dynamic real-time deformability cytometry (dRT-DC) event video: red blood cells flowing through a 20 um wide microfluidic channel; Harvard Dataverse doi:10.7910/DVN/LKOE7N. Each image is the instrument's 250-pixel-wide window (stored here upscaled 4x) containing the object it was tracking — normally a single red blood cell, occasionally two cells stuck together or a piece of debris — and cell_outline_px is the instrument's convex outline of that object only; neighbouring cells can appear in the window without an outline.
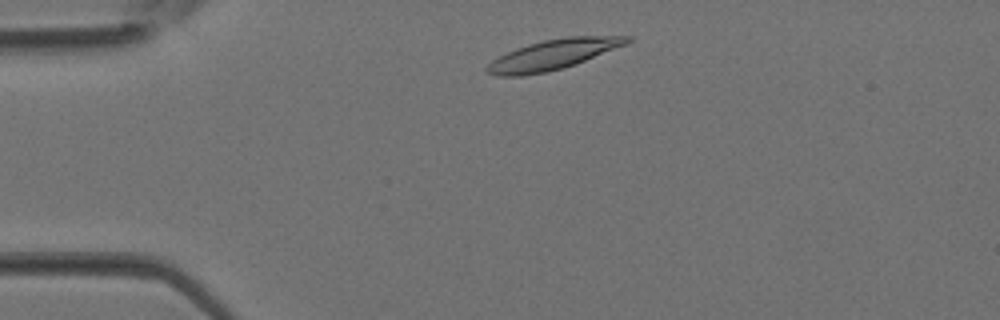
{"species": "Egyptian fruit bat (a non-hibernating species)", "species_latin": "Rousettus aegyptiacus", "temperature_condition": "room temperature", "stored_images_in_passage": 2, "camera_frame_rate_fps": 3000, "um_per_image_px": 0.085, "animal": {"sex": "female"}, "frame": {"image": 1, "passage_image": 1, "time_ms": 0.0, "image_size_px": [1000, 320], "cell_outline_px": [[632, 40], [628, 44], [576, 64], [548, 72], [520, 76], [496, 76], [484, 72], [484, 68], [492, 60], [516, 48], [528, 44], [544, 40], [568, 36], [632, 36]], "centroid_in_image_um": [47.01, 4.65], "position_along_channel_um": 38.0, "area_um2": 24.68}}
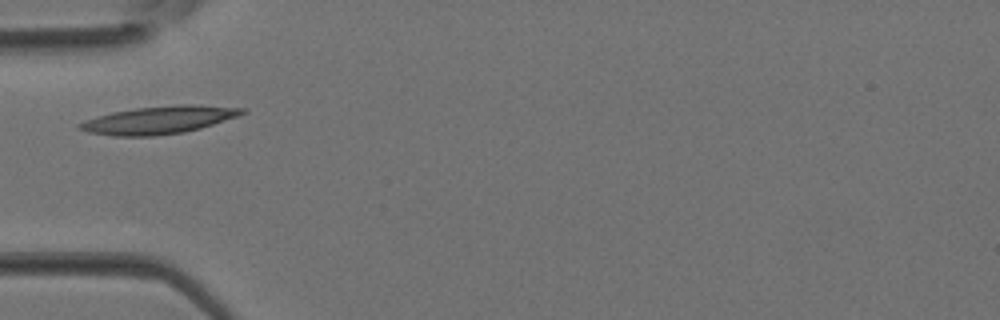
{"frame": {"image": 2, "passage_image": 2, "time_ms": 0.333, "image_size_px": [1000, 320], "cell_outline_px": [[248, 112], [240, 116], [200, 128], [184, 132], [156, 136], [112, 136], [88, 132], [76, 128], [76, 124], [96, 116], [112, 112], [136, 108], [176, 104], [192, 104], [248, 108]], "centroid_in_image_um": [13.54, 10.19], "position_along_channel_um": 71.5, "area_um2": 26.59}}